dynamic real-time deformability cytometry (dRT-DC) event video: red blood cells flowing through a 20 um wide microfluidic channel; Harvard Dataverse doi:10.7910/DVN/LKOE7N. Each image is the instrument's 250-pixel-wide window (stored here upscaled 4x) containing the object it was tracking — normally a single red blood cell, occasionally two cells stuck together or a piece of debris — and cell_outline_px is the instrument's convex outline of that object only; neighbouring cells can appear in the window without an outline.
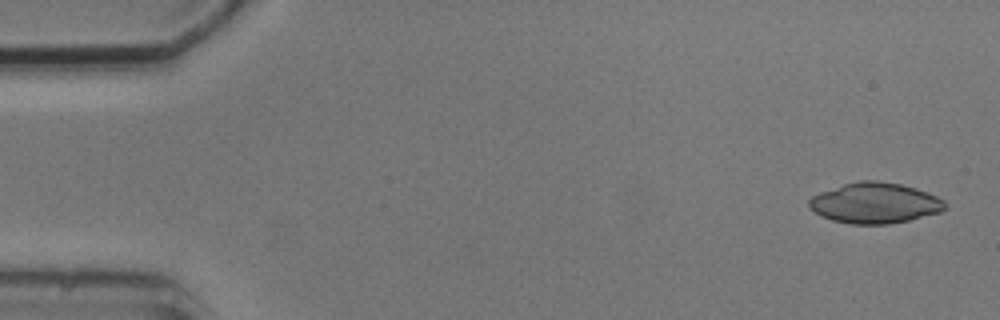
{"species": "common noctule bat (a hibernating species)", "species_latin": "Nyctalus noctula", "temperature_condition": "cold", "stored_images_in_passage": 5, "camera_frame_rate_fps": 3000, "um_per_image_px": 0.085, "animal": {"sex": "male", "body_mass_g": 20.5, "forearm_length_mm": 52.5}, "frame": {"image": 1, "passage_image": 1, "time_ms": 0.0, "image_size_px": [1000, 320], "cell_outline_px": [[948, 208], [940, 212], [908, 220], [888, 224], [852, 224], [832, 220], [808, 208], [808, 200], [812, 196], [820, 192], [844, 184], [860, 180], [876, 180], [900, 184], [916, 188], [936, 196], [944, 200], [948, 204]], "centroid_in_image_um": [74.38, 17.25], "position_along_channel_um": 10.6, "area_um2": 32.14}}